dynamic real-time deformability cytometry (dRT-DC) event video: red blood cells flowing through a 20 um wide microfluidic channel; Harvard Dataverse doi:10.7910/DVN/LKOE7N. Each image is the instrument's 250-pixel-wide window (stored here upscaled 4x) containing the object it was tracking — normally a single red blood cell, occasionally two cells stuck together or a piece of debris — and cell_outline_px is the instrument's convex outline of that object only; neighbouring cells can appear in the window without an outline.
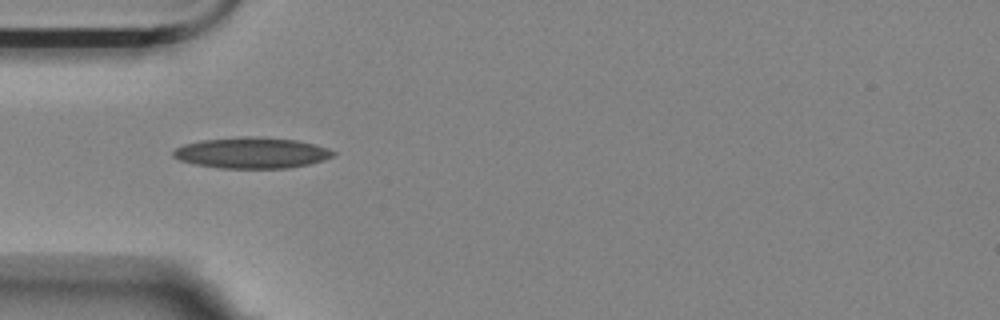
{"species": "Egyptian fruit bat (a non-hibernating species)", "species_latin": "Rousettus aegyptiacus", "temperature_condition": "room temperature", "stored_images_in_passage": 6, "camera_frame_rate_fps": 3000, "um_per_image_px": 0.085, "animal": {"sex": "female"}, "frame": {"image": 1, "passage_image": 5, "time_ms": 1.333, "image_size_px": [1000, 320], "cell_outline_px": [[336, 152], [332, 156], [324, 160], [308, 164], [288, 168], [220, 168], [196, 164], [180, 160], [172, 156], [172, 152], [176, 148], [184, 144], [200, 140], [244, 136], [256, 136], [296, 140], [316, 144], [328, 148]], "centroid_in_image_um": [21.4, 12.98], "position_along_channel_um": 63.6, "area_um2": 28.9}}
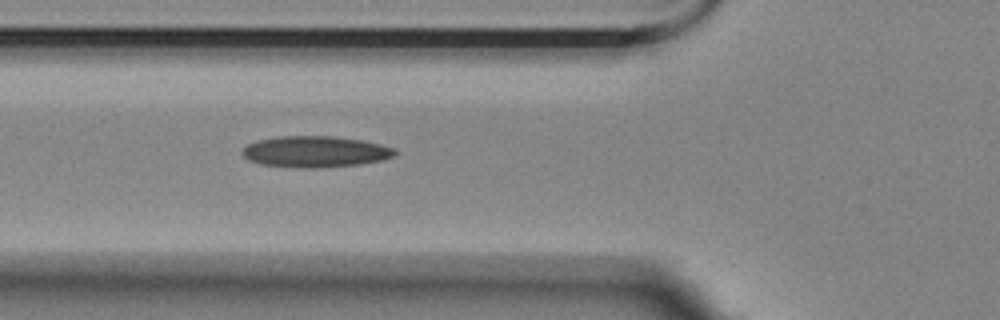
{"frame": {"image": 2, "passage_image": 6, "time_ms": 1.667, "image_size_px": [1000, 320], "cell_outline_px": [[396, 152], [392, 156], [380, 160], [360, 164], [324, 168], [296, 168], [260, 164], [248, 160], [240, 152], [248, 144], [256, 140], [280, 136], [332, 136], [360, 140], [380, 144], [392, 148]], "centroid_in_image_um": [26.73, 12.9], "position_along_channel_um": 99.1, "area_um2": 27.74}}